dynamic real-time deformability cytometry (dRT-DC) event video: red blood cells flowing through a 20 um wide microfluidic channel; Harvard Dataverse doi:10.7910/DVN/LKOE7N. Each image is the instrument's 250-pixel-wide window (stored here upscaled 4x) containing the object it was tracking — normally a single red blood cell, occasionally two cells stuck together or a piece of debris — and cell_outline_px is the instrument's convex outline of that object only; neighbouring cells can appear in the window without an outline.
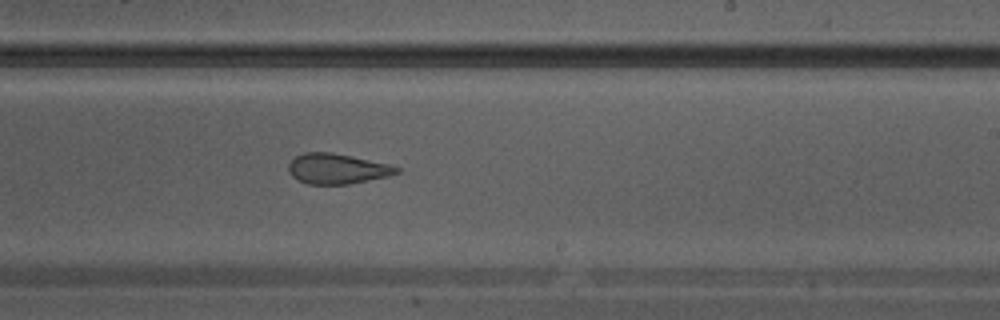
{"species": "Egyptian fruit bat (a non-hibernating species)", "species_latin": "Rousettus aegyptiacus", "temperature_condition": "warm", "stored_images_in_passage": 28, "camera_frame_rate_fps": 3000, "um_per_image_px": 0.085, "animal": {"sex": "male"}, "frame": {"image": 1, "passage_image": 16, "time_ms": 5.0, "image_size_px": [1000, 320], "cell_outline_px": [[400, 172], [388, 176], [348, 184], [308, 184], [292, 176], [288, 168], [288, 164], [296, 156], [304, 152], [332, 152], [352, 156], [388, 164], [400, 168]], "centroid_in_image_um": [28.65, 14.33], "position_along_channel_um": 260.3, "area_um2": 18.9}}